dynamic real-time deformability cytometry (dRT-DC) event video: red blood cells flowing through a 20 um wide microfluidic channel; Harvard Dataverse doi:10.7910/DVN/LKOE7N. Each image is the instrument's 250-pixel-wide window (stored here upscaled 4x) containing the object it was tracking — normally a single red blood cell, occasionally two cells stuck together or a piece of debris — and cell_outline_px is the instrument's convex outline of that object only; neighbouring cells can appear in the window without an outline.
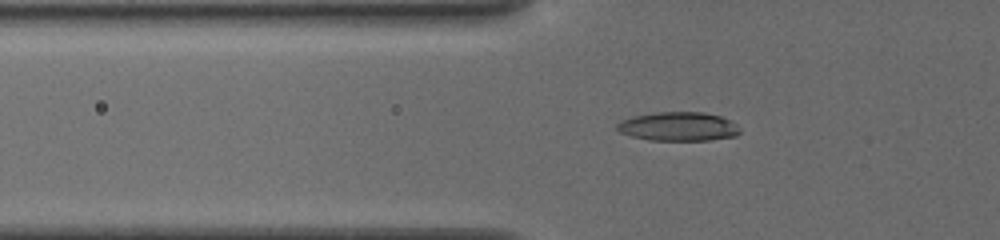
{"species": "common noctule bat (a hibernating species)", "species_latin": "Nyctalus noctula", "temperature_condition": "cold", "stored_images_in_passage": 40, "camera_frame_rate_fps": 3000, "um_per_image_px": 0.085, "animal": {"sex": "female", "body_mass_g": 19.5, "forearm_length_mm": 54.1}, "frame": {"image": 1, "passage_image": 5, "time_ms": 1.333, "image_size_px": [1000, 240], "cell_outline_px": [[740, 132], [736, 136], [708, 140], [648, 140], [632, 136], [620, 132], [616, 128], [616, 124], [624, 120], [636, 116], [656, 112], [704, 112], [720, 116], [736, 124], [740, 128]], "centroid_in_image_um": [57.68, 10.76], "position_along_channel_um": 68.1, "area_um2": 20.52}}
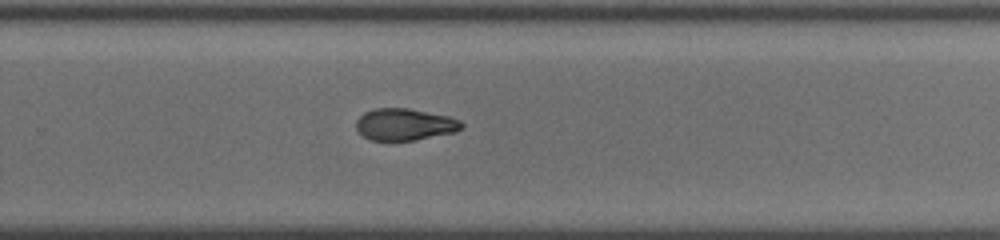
{"frame": {"image": 2, "passage_image": 23, "time_ms": 7.333, "image_size_px": [1000, 240], "cell_outline_px": [[464, 124], [456, 132], [416, 140], [368, 140], [356, 128], [356, 120], [364, 112], [376, 108], [408, 108], [448, 116], [460, 120]], "centroid_in_image_um": [34.4, 10.57], "position_along_channel_um": 295.4, "area_um2": 19.54}}
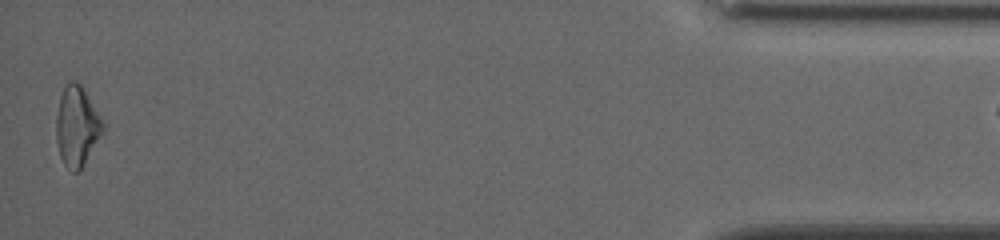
{"frame": {"image": 3, "passage_image": 39, "time_ms": 12.667, "image_size_px": [1000, 240], "cell_outline_px": [[104, 128], [80, 172], [72, 172], [64, 164], [60, 156], [56, 140], [56, 116], [60, 96], [68, 80], [76, 80], [80, 84], [104, 124]], "centroid_in_image_um": [6.5, 10.75], "position_along_channel_um": 428.7, "area_um2": 21.39}}